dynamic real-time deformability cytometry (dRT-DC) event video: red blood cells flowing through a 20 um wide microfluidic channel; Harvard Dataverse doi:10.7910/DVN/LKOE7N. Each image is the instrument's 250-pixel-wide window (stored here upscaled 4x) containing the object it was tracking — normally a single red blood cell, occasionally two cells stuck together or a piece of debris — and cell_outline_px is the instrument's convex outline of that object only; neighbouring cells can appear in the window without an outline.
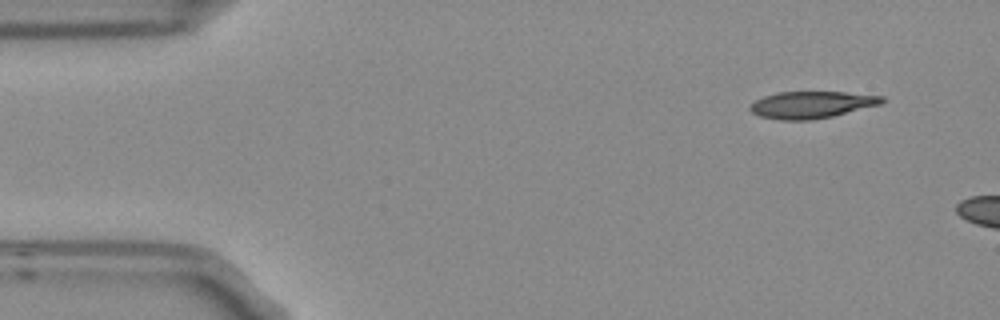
{"species": "Egyptian fruit bat (a non-hibernating species)", "species_latin": "Rousettus aegyptiacus", "temperature_condition": "room temperature", "stored_images_in_passage": 2, "camera_frame_rate_fps": 3000, "um_per_image_px": 0.085, "frame": {"image": 1, "passage_image": 1, "time_ms": 0.0, "image_size_px": [1000, 320], "cell_outline_px": [[888, 100], [880, 104], [832, 116], [808, 120], [780, 120], [760, 116], [752, 112], [748, 108], [748, 104], [764, 96], [776, 92], [844, 92], [884, 96]], "centroid_in_image_um": [68.96, 8.89], "position_along_channel_um": 16.0, "area_um2": 20.69}}